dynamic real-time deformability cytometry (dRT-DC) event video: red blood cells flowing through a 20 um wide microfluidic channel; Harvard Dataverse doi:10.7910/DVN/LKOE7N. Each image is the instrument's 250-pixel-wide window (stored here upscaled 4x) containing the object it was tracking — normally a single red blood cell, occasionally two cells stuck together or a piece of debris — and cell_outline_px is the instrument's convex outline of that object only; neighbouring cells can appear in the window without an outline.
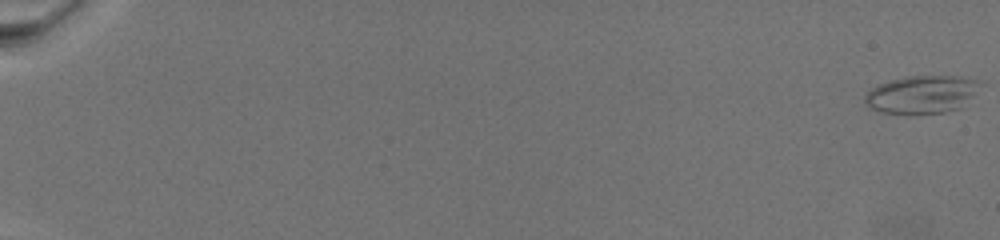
{"species": "common noctule bat (a hibernating species)", "species_latin": "Nyctalus noctula", "temperature_condition": "warm", "stored_images_in_passage": 44, "camera_frame_rate_fps": 3000, "um_per_image_px": 0.085, "animal": {"sex": "female", "body_mass_g": 19.5, "forearm_length_mm": 54.1}, "frame": {"image": 1, "passage_image": 1, "time_ms": 0.0, "image_size_px": [1000, 240], "cell_outline_px": [[980, 84], [960, 108], [944, 112], [912, 116], [880, 112], [868, 108], [864, 100], [864, 96], [872, 88], [880, 84], [904, 76], [960, 76], [980, 80]], "centroid_in_image_um": [78.28, 8.06], "position_along_channel_um": 6.7, "area_um2": 25.66}}
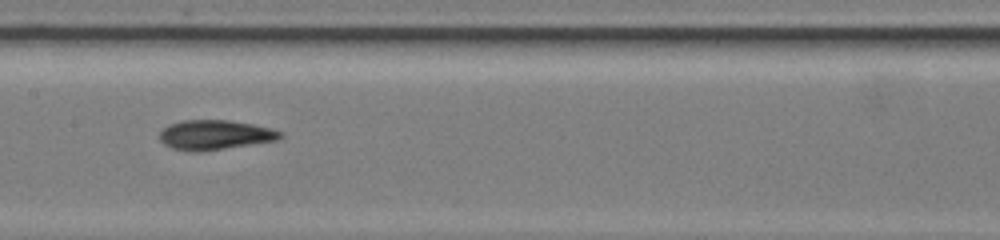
{"frame": {"image": 2, "passage_image": 35, "time_ms": 13.667, "image_size_px": [1000, 240], "cell_outline_px": [[284, 136], [276, 140], [200, 152], [188, 152], [172, 148], [164, 144], [160, 140], [160, 132], [168, 124], [180, 120], [228, 120], [252, 124], [272, 128], [284, 132]], "centroid_in_image_um": [18.26, 11.46], "position_along_channel_um": 189.1, "area_um2": 20.98}}
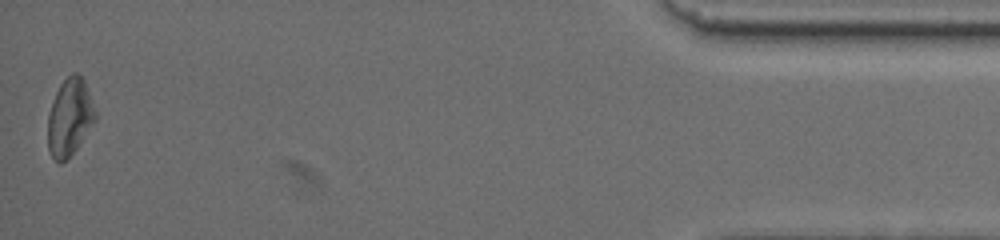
{"frame": {"image": 3, "passage_image": 44, "time_ms": 24.0, "image_size_px": [1000, 240], "cell_outline_px": [[96, 120], [68, 160], [60, 164], [52, 156], [48, 148], [48, 116], [52, 100], [60, 84], [72, 72], [80, 72], [84, 80], [96, 112]], "centroid_in_image_um": [5.92, 9.96], "position_along_channel_um": 429.3, "area_um2": 21.44}}